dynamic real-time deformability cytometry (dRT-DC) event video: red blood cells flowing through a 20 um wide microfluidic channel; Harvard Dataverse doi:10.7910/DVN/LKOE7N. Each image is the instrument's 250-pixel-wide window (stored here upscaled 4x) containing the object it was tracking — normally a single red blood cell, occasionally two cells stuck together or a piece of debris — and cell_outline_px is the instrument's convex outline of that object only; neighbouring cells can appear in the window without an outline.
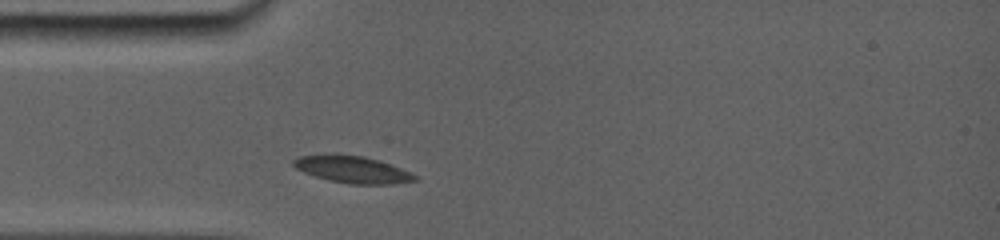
{"species": "common noctule bat (a hibernating species)", "species_latin": "Nyctalus noctula", "temperature_condition": "room temperature", "stored_images_in_passage": 50, "camera_frame_rate_fps": 5000, "um_per_image_px": 0.085, "animal": {"sex": "female", "body_mass_g": 19.0, "forearm_length_mm": 56.7}, "frame": {"image": 1, "passage_image": 1, "time_ms": 0.0, "image_size_px": [1000, 240], "cell_outline_px": [[416, 180], [392, 184], [348, 184], [328, 180], [304, 172], [296, 168], [292, 164], [292, 160], [300, 156], [360, 156], [376, 160], [400, 168], [416, 176]], "centroid_in_image_um": [29.95, 14.44], "position_along_channel_um": 55.1, "area_um2": 18.15}}
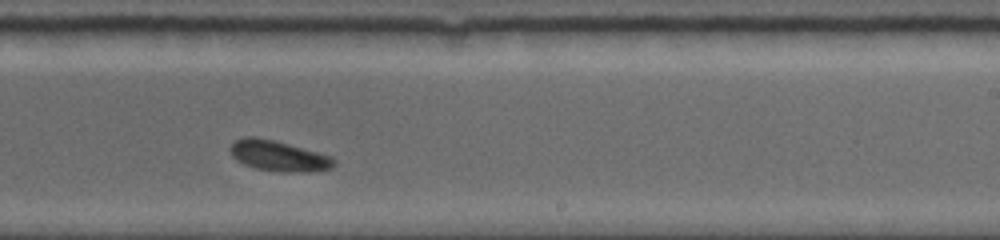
{"frame": {"image": 2, "passage_image": 29, "time_ms": 5.6, "image_size_px": [1000, 240], "cell_outline_px": [[336, 164], [332, 168], [308, 172], [280, 172], [256, 168], [244, 164], [236, 160], [232, 156], [228, 148], [236, 140], [244, 136], [252, 136], [272, 140], [288, 144], [332, 156], [336, 160]], "centroid_in_image_um": [23.68, 13.26], "position_along_channel_um": 265.3, "area_um2": 18.5}}
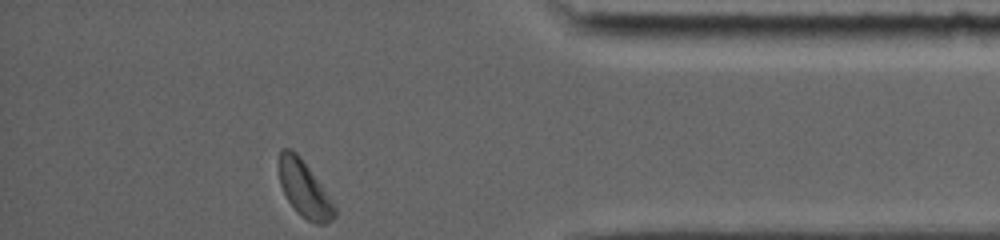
{"frame": {"image": 3, "passage_image": 50, "time_ms": 9.8, "image_size_px": [1000, 240], "cell_outline_px": [[336, 216], [324, 224], [316, 224], [300, 216], [296, 212], [288, 200], [280, 184], [280, 148], [292, 148], [300, 156], [320, 184], [336, 208]], "centroid_in_image_um": [25.86, 16.08], "position_along_channel_um": 409.3, "area_um2": 17.8}, "authors_computed_cell_mechanics": {"area_um2": 18.3226, "velocity_mm_per_s": 3.807, "shape_relaxation_time_tau1_ms": 2.497, "shape_relaxation_time_tau2_ms": null, "deformation_change_tau1": 0.0943, "deformation_change_tau2": null}}